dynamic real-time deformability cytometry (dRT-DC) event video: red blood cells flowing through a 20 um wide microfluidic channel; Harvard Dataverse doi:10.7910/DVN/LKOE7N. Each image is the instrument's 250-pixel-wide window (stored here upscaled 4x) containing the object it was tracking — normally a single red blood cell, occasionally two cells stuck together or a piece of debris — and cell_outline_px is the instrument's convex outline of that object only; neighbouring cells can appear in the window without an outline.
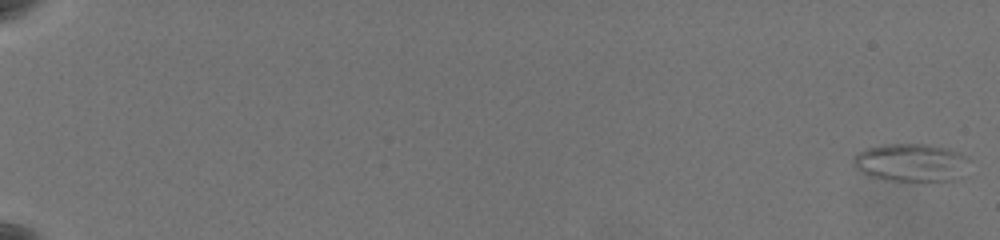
{"species": "common noctule bat (a hibernating species)", "species_latin": "Nyctalus noctula", "temperature_condition": "warm", "stored_images_in_passage": 64, "camera_frame_rate_fps": 3000, "um_per_image_px": 0.085, "animal": {"sex": "female", "body_mass_g": 19.5, "forearm_length_mm": 54.1}, "frame": {"image": 1, "passage_image": 1, "time_ms": 0.0, "image_size_px": [1000, 240], "cell_outline_px": [[968, 160], [956, 180], [884, 180], [868, 176], [860, 172], [852, 164], [852, 156], [868, 148], [888, 144], [924, 144], [948, 148], [960, 152], [968, 156]], "centroid_in_image_um": [77.38, 13.81], "position_along_channel_um": 7.6, "area_um2": 25.37}}
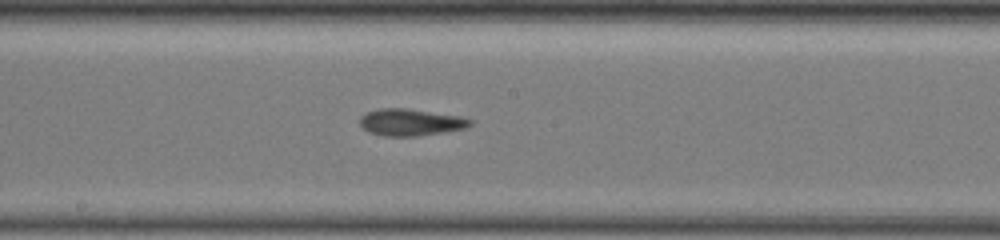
{"frame": {"image": 2, "passage_image": 39, "time_ms": 12.667, "image_size_px": [1000, 240], "cell_outline_px": [[472, 124], [468, 128], [420, 136], [384, 136], [368, 132], [360, 124], [360, 116], [368, 112], [380, 108], [404, 108], [460, 116], [472, 120]], "centroid_in_image_um": [34.92, 10.4], "position_along_channel_um": 213.3, "area_um2": 17.28}}
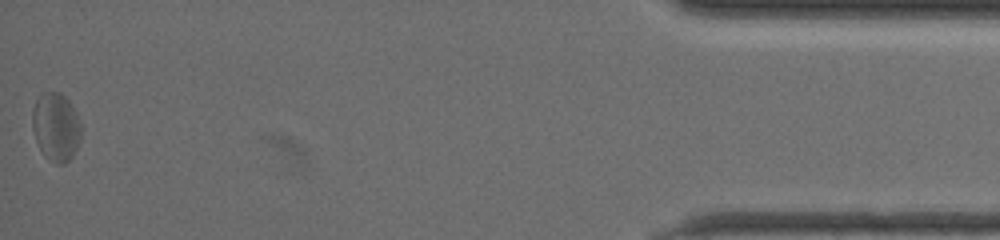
{"frame": {"image": 3, "passage_image": 64, "time_ms": 21.0, "image_size_px": [1000, 240], "cell_outline_px": [[80, 140], [72, 156], [64, 164], [56, 164], [48, 160], [44, 156], [36, 140], [32, 128], [32, 108], [40, 92], [60, 92], [68, 100], [80, 124]], "centroid_in_image_um": [4.71, 10.79], "position_along_channel_um": 430.5, "area_um2": 19.31}, "authors_computed_cell_mechanics": {"area_um2": 17.34, "velocity_mm_per_s": 3.5068, "shape_relaxation_time_tau1_ms": null, "shape_relaxation_time_tau2_ms": 2.5273, "deformation_change_tau1": null, "deformation_change_tau2": 0.0931}}